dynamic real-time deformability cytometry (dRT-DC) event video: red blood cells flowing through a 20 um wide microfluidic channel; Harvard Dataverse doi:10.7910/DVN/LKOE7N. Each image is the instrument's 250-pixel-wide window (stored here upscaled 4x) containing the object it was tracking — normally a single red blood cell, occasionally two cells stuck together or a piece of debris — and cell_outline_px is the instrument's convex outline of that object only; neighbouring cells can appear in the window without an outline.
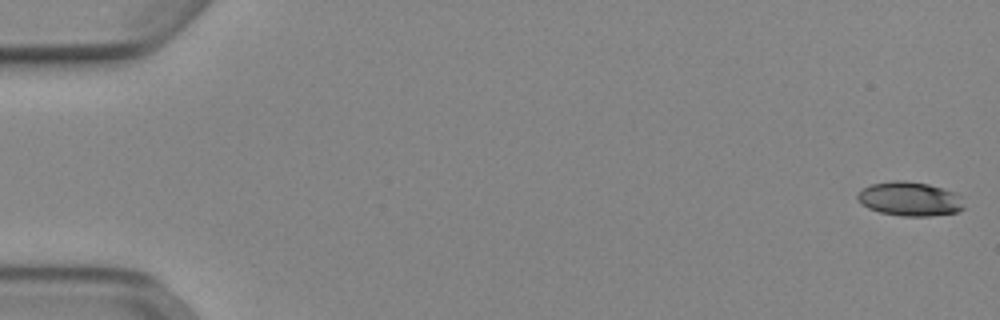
{"species": "Egyptian fruit bat (a non-hibernating species)", "species_latin": "Rousettus aegyptiacus", "temperature_condition": "cold", "stored_images_in_passage": 52, "camera_frame_rate_fps": 3000, "um_per_image_px": 0.085, "animal": {"sex": "female"}, "frame": {"image": 1, "passage_image": 1, "time_ms": 0.0, "image_size_px": [1000, 320], "cell_outline_px": [[964, 208], [956, 212], [932, 216], [900, 216], [880, 212], [868, 208], [856, 196], [864, 188], [872, 184], [896, 180], [904, 180], [928, 184], [956, 192], [960, 196]], "centroid_in_image_um": [77.36, 16.91], "position_along_channel_um": 7.6, "area_um2": 20.98}}
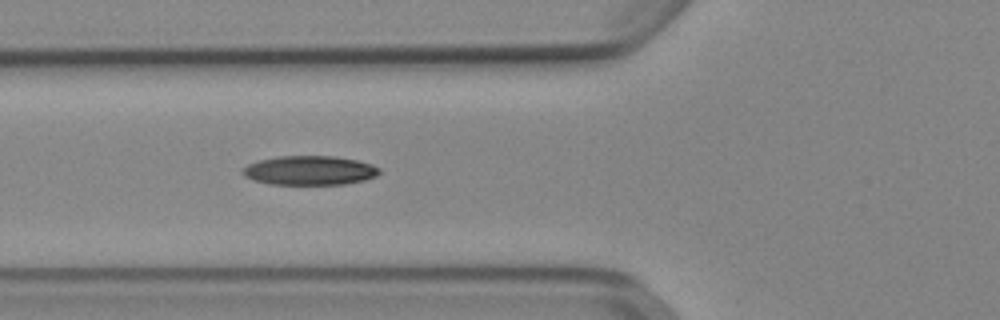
{"frame": {"image": 2, "passage_image": 20, "time_ms": 6.333, "image_size_px": [1000, 320], "cell_outline_px": [[380, 172], [376, 176], [364, 180], [344, 184], [268, 184], [252, 180], [244, 176], [240, 172], [248, 164], [260, 160], [280, 156], [332, 156], [356, 160], [372, 164], [380, 168]], "centroid_in_image_um": [26.3, 14.49], "position_along_channel_um": 99.5, "area_um2": 23.24}}
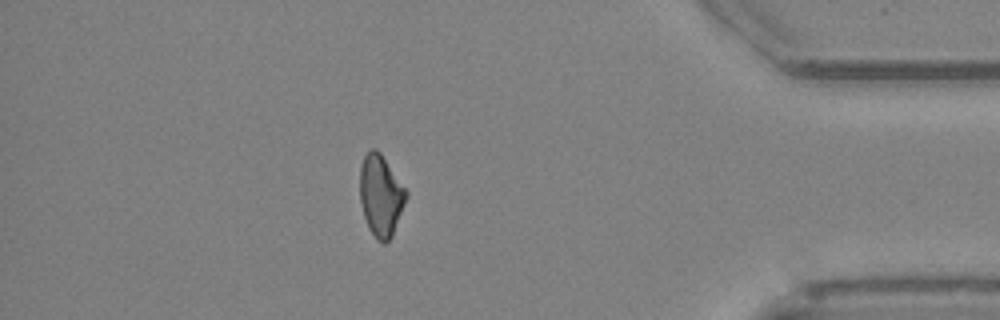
{"frame": {"image": 3, "passage_image": 46, "time_ms": 15.0, "image_size_px": [1000, 320], "cell_outline_px": [[408, 196], [392, 236], [384, 244], [376, 240], [368, 228], [364, 216], [360, 200], [360, 168], [364, 156], [372, 148], [376, 148], [380, 152], [408, 192]], "centroid_in_image_um": [32.37, 16.64], "position_along_channel_um": 402.8, "area_um2": 21.91}, "authors_computed_cell_mechanics": {"area_um2": 21.964, "velocity_mm_per_s": 3.932, "shape_relaxation_time_tau1_ms": 7.6723, "shape_relaxation_time_tau2_ms": null, "deformation_change_tau1": 0.1568, "deformation_change_tau2": null}}